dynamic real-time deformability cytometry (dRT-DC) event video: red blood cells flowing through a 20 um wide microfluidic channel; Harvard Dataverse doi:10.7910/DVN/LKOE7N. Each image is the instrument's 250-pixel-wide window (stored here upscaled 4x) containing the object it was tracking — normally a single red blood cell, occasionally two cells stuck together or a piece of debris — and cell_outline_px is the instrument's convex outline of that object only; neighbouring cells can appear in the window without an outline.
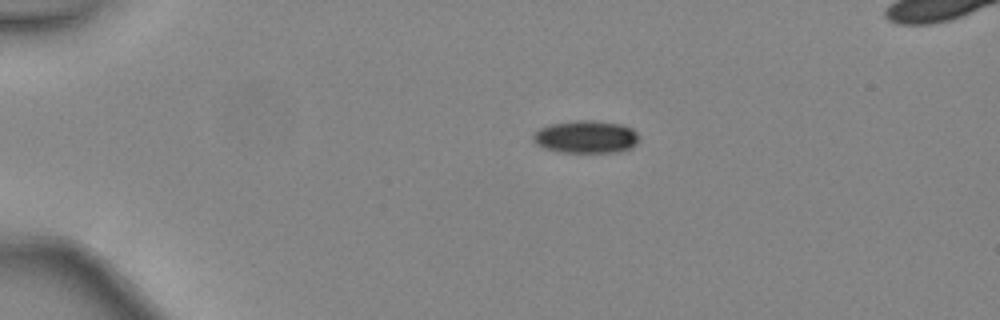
{"species": "common noctule bat (a hibernating species)", "species_latin": "Nyctalus noctula", "temperature_condition": "warm", "stored_images_in_passage": 28, "camera_frame_rate_fps": 3000, "um_per_image_px": 0.085, "animal": {"sex": "female", "body_mass_g": 24.6, "forearm_length_mm": 56.2}, "frame": {"image": 1, "passage_image": 1, "time_ms": 0.0, "image_size_px": [1000, 320], "cell_outline_px": [[636, 144], [632, 148], [616, 152], [560, 152], [544, 148], [536, 144], [532, 140], [532, 136], [540, 128], [548, 124], [576, 120], [592, 120], [620, 124], [632, 128], [636, 132]], "centroid_in_image_um": [49.77, 11.63], "position_along_channel_um": 35.2, "area_um2": 20.11}}
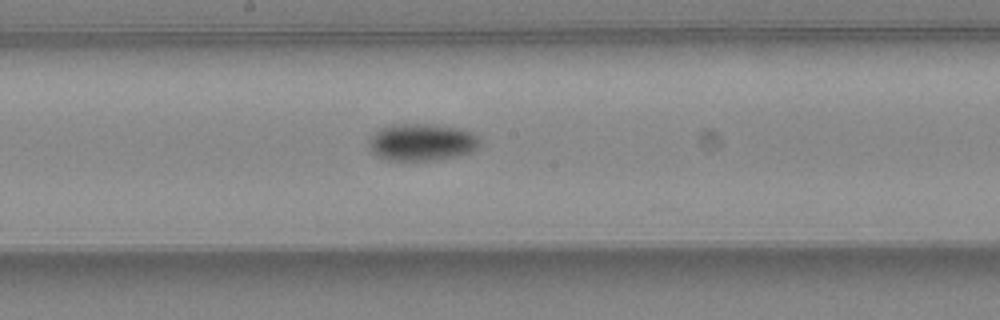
{"frame": {"image": 2, "passage_image": 17, "time_ms": 5.333, "image_size_px": [1000, 320], "cell_outline_px": [[480, 144], [472, 152], [460, 156], [412, 164], [388, 160], [376, 156], [368, 148], [368, 136], [380, 128], [392, 124], [432, 124], [464, 128], [480, 136]], "centroid_in_image_um": [35.83, 12.12], "position_along_channel_um": 212.4, "area_um2": 25.37}}
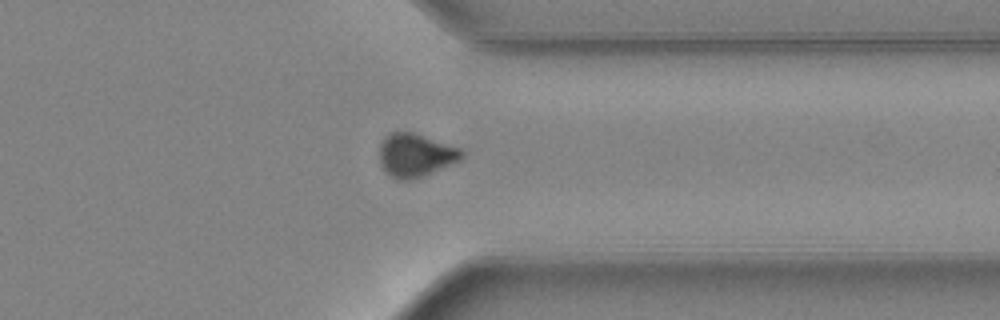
{"frame": {"image": 3, "passage_image": 28, "time_ms": 9.0, "image_size_px": [1000, 320], "cell_outline_px": [[464, 156], [460, 160], [452, 164], [420, 176], [408, 180], [400, 180], [392, 176], [380, 164], [380, 144], [384, 136], [392, 132], [412, 132], [460, 148], [464, 152]], "centroid_in_image_um": [35.32, 13.17], "position_along_channel_um": 376.1, "area_um2": 20.35}, "authors_computed_cell_mechanics": {"area_um2": 22.542, "velocity_mm_per_s": 4.4943, "shape_relaxation_time_tau1_ms": 3.1468, "shape_relaxation_time_tau2_ms": null, "deformation_change_tau1": 0.1033, "deformation_change_tau2": null}}